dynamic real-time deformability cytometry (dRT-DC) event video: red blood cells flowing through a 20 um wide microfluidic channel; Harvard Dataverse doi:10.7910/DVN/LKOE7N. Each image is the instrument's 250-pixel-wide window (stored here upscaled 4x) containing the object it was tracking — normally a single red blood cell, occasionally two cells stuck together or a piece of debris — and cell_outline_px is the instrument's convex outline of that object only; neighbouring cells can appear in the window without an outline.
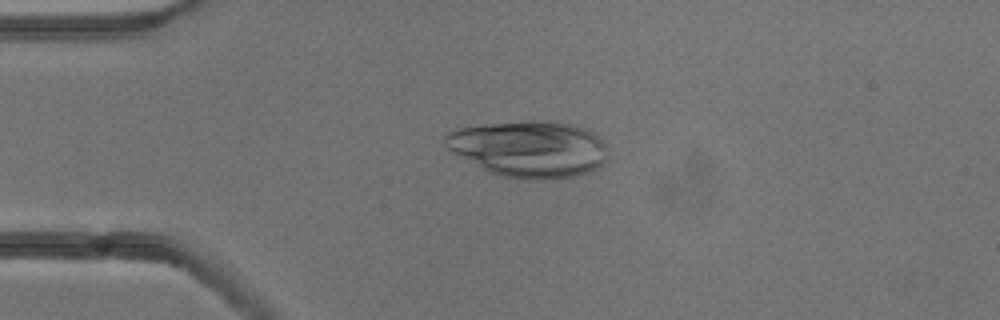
{"species": "common noctule bat (a hibernating species)", "species_latin": "Nyctalus noctula", "temperature_condition": "cold", "stored_images_in_passage": 52, "camera_frame_rate_fps": 3000, "um_per_image_px": 0.085, "animal": {"sex": "male", "body_mass_g": 13.3}, "frame": {"image": 1, "passage_image": 12, "time_ms": 3.667, "image_size_px": [1000, 320], "cell_outline_px": [[604, 164], [588, 172], [576, 176], [544, 180], [528, 180], [500, 176], [488, 172], [452, 152], [444, 144], [444, 136], [448, 132], [460, 128], [480, 124], [528, 120], [548, 120], [568, 124], [584, 128], [592, 132], [604, 144]], "centroid_in_image_um": [44.92, 12.66], "position_along_channel_um": 40.1, "area_um2": 53.58}}